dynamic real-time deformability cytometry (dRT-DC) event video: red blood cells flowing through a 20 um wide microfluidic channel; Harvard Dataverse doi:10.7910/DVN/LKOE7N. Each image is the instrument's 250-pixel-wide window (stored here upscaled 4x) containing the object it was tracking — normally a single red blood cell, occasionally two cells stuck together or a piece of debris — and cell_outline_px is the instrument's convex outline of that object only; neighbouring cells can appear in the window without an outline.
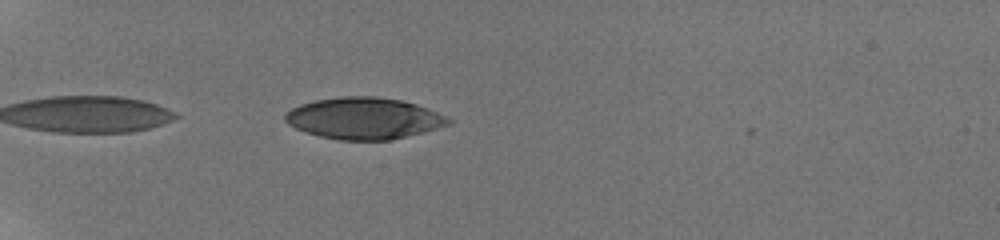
{"species": "human", "species_latin": "Homo sapiens", "temperature_condition": "room temperature", "stored_images_in_passage": 24, "camera_frame_rate_fps": 3000, "um_per_image_px": 0.085, "donor": {"sex": "male"}, "frame": {"image": 1, "passage_image": 3, "time_ms": 0.667, "image_size_px": [1000, 240], "cell_outline_px": [[452, 124], [388, 140], [340, 140], [320, 136], [304, 132], [288, 124], [284, 120], [284, 112], [300, 104], [316, 100], [340, 96], [376, 96], [400, 100], [416, 104], [428, 108], [452, 120]], "centroid_in_image_um": [30.88, 10.05], "position_along_channel_um": 54.1, "area_um2": 39.36}}
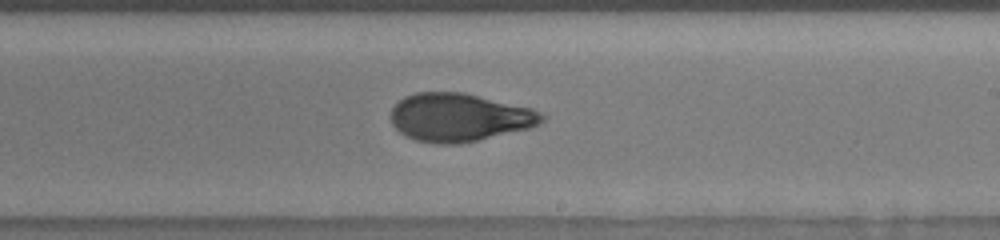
{"frame": {"image": 2, "passage_image": 20, "time_ms": 6.667, "image_size_px": [1000, 240], "cell_outline_px": [[544, 120], [540, 124], [532, 128], [460, 144], [440, 144], [416, 140], [404, 136], [392, 124], [388, 116], [392, 108], [404, 96], [416, 92], [464, 92], [532, 108], [544, 116]], "centroid_in_image_um": [39.02, 9.98], "position_along_channel_um": 250.0, "area_um2": 42.71}}
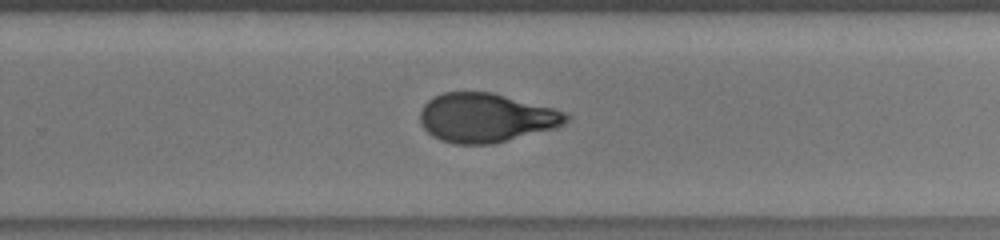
{"frame": {"image": 3, "passage_image": 23, "time_ms": 7.667, "image_size_px": [1000, 240], "cell_outline_px": [[572, 116], [564, 124], [556, 128], [492, 144], [456, 144], [440, 140], [432, 136], [420, 124], [420, 112], [424, 104], [428, 100], [444, 92], [492, 92], [556, 108]], "centroid_in_image_um": [41.33, 10.01], "position_along_channel_um": 288.5, "area_um2": 41.96}}